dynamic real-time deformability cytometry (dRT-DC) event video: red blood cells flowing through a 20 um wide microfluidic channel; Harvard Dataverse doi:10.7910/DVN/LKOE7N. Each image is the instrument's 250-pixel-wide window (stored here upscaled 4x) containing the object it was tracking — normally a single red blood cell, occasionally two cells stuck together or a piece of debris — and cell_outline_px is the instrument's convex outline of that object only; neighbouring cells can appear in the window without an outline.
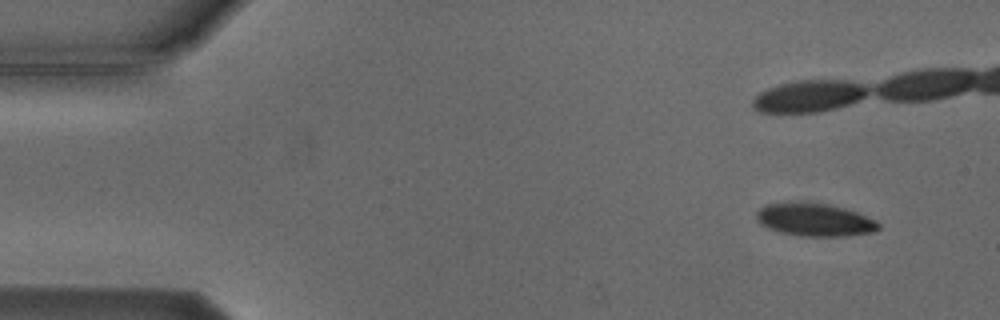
{"species": "Egyptian fruit bat (a non-hibernating species)", "species_latin": "Rousettus aegyptiacus", "temperature_condition": "cold", "stored_images_in_passage": 6, "camera_frame_rate_fps": 3000, "um_per_image_px": 0.085, "animal": {"sex": "male"}, "frame": {"image": 1, "passage_image": 1, "time_ms": 0.0, "image_size_px": [1000, 320], "cell_outline_px": [[880, 228], [872, 232], [848, 236], [800, 236], [780, 232], [768, 228], [760, 224], [756, 220], [756, 212], [760, 208], [768, 204], [828, 204], [844, 208], [856, 212], [876, 220], [880, 224]], "centroid_in_image_um": [69.27, 18.72], "position_along_channel_um": 15.7, "area_um2": 22.89}}